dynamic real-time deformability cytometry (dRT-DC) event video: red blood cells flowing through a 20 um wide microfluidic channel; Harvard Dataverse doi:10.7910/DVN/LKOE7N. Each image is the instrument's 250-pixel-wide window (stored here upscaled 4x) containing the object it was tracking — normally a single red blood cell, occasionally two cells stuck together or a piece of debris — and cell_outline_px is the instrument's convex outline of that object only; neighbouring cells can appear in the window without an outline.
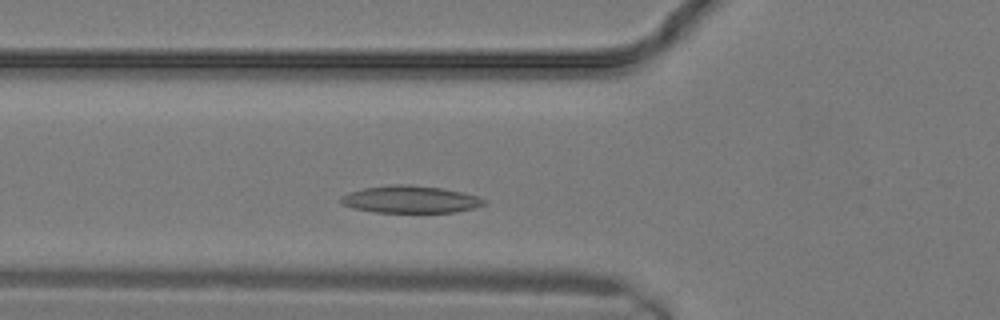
{"species": "common noctule bat (a hibernating species)", "species_latin": "Nyctalus noctula", "temperature_condition": "warm", "stored_images_in_passage": 9, "camera_frame_rate_fps": 3000, "um_per_image_px": 0.085, "animal": {"sex": "male", "body_mass_g": 19.2, "forearm_length_mm": 51.8}, "frame": {"image": 1, "passage_image": 4, "time_ms": 1.0, "image_size_px": [1000, 320], "cell_outline_px": [[488, 200], [484, 204], [472, 208], [456, 212], [376, 212], [352, 208], [340, 204], [340, 196], [348, 192], [364, 188], [388, 184], [408, 184], [444, 188], [464, 192], [480, 196]], "centroid_in_image_um": [34.87, 16.93], "position_along_channel_um": 90.9, "area_um2": 23.06}}
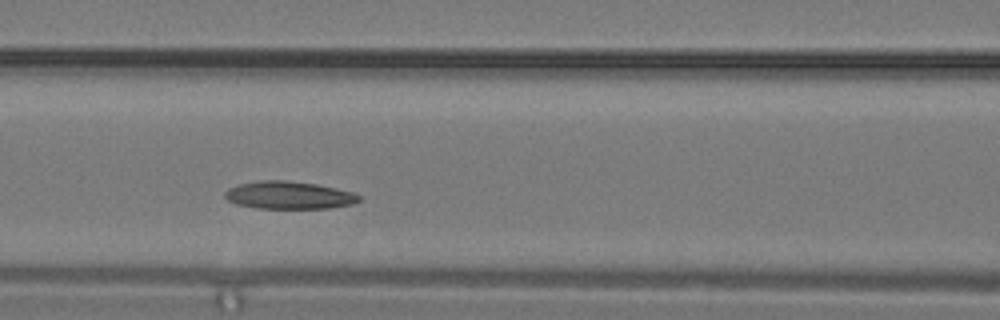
{"frame": {"image": 2, "passage_image": 6, "time_ms": 1.667, "image_size_px": [1000, 320], "cell_outline_px": [[360, 200], [352, 204], [328, 208], [256, 208], [236, 204], [228, 200], [224, 196], [224, 192], [228, 188], [240, 184], [260, 180], [284, 180], [316, 184], [336, 188], [352, 192], [360, 196]], "centroid_in_image_um": [24.53, 16.59], "position_along_channel_um": 142.1, "area_um2": 21.5}}
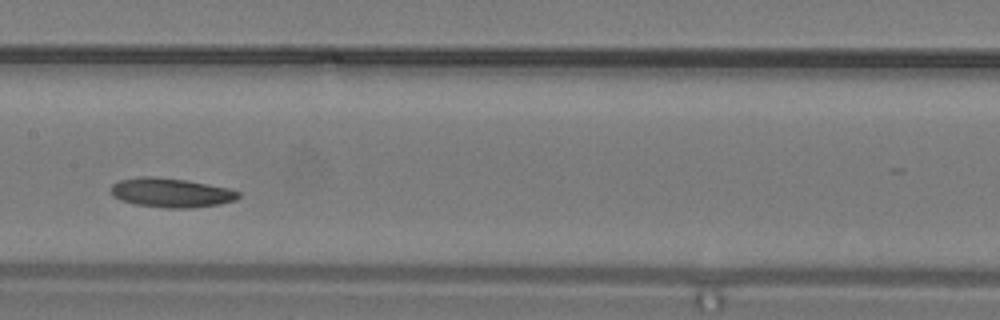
{"frame": {"image": 3, "passage_image": 8, "time_ms": 2.333, "image_size_px": [1000, 320], "cell_outline_px": [[240, 196], [236, 200], [220, 204], [192, 208], [168, 208], [136, 204], [120, 200], [112, 196], [108, 188], [112, 184], [120, 180], [140, 176], [152, 176], [184, 180], [228, 188], [240, 192]], "centroid_in_image_um": [14.5, 16.38], "position_along_channel_um": 192.9, "area_um2": 21.79}}